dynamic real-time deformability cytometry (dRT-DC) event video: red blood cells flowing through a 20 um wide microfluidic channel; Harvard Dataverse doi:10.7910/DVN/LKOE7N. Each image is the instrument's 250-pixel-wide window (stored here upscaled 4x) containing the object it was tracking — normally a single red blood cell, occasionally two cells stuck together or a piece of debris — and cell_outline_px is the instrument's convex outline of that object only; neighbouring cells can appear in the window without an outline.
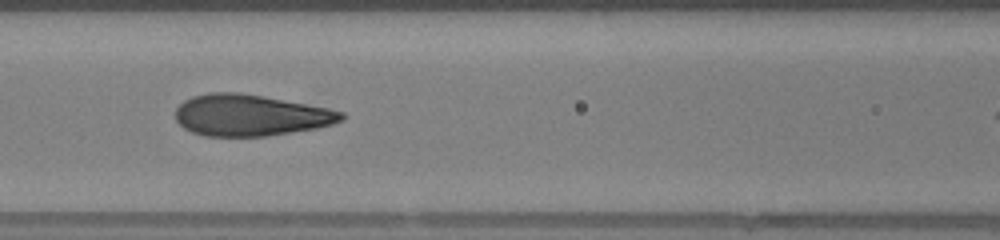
{"species": "human", "species_latin": "Homo sapiens", "temperature_condition": "warm", "stored_images_in_passage": 28, "camera_frame_rate_fps": 3000, "um_per_image_px": 0.085, "donor": {"sex": "female"}, "frame": {"image": 1, "passage_image": 9, "time_ms": 2.667, "image_size_px": [1000, 240], "cell_outline_px": [[344, 120], [332, 124], [316, 128], [264, 136], [204, 136], [192, 132], [184, 128], [176, 120], [176, 108], [184, 100], [192, 96], [208, 92], [240, 92], [264, 96], [328, 108], [344, 112]], "centroid_in_image_um": [21.26, 9.78], "position_along_channel_um": 145.3, "area_um2": 40.0}}